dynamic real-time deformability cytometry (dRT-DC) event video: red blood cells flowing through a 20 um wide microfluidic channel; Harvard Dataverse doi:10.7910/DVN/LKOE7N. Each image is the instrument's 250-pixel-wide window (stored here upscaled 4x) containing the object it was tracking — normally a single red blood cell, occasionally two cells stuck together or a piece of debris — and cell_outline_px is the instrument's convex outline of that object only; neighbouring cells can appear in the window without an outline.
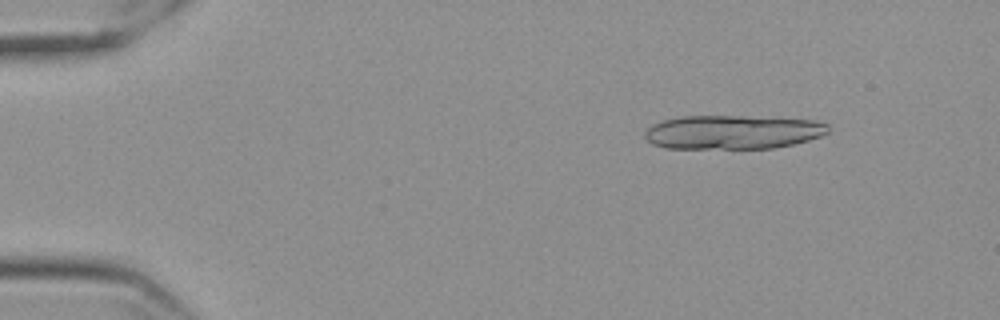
{"species": "Egyptian fruit bat (a non-hibernating species)", "species_latin": "Rousettus aegyptiacus", "temperature_condition": "cold", "stored_images_in_passage": 14, "camera_frame_rate_fps": 3000, "um_per_image_px": 0.085, "frame": {"image": 1, "passage_image": 1, "time_ms": 0.0, "image_size_px": [1000, 320], "cell_outline_px": [[828, 132], [820, 136], [808, 140], [792, 144], [772, 148], [664, 148], [652, 144], [644, 136], [644, 132], [652, 124], [664, 120], [680, 116], [744, 116], [812, 120], [828, 124]], "centroid_in_image_um": [62.24, 11.23], "position_along_channel_um": 22.8, "area_um2": 36.13}}